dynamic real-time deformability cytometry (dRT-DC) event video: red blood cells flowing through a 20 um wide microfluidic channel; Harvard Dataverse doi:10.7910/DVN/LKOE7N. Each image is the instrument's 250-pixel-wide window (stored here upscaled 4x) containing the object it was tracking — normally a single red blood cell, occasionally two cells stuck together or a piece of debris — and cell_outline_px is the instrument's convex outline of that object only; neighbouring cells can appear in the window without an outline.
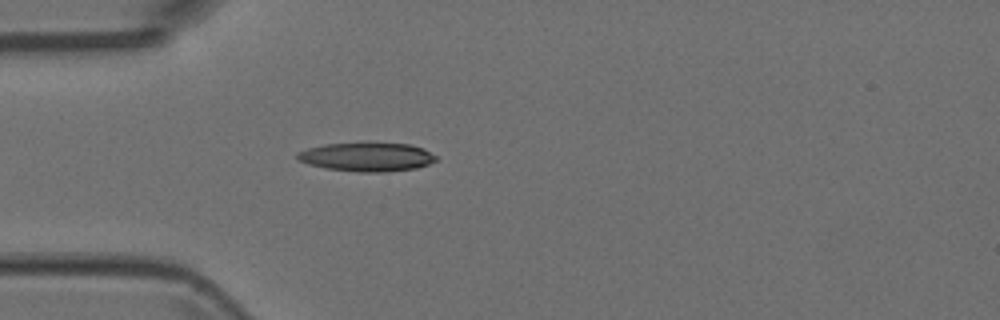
{"species": "Egyptian fruit bat (a non-hibernating species)", "species_latin": "Rousettus aegyptiacus", "temperature_condition": "room temperature", "stored_images_in_passage": 4, "camera_frame_rate_fps": 3000, "um_per_image_px": 0.085, "animal": {"sex": "female"}, "frame": {"image": 1, "passage_image": 4, "time_ms": 1.0, "image_size_px": [1000, 320], "cell_outline_px": [[436, 160], [428, 164], [416, 168], [384, 172], [360, 172], [324, 168], [308, 164], [296, 160], [296, 152], [308, 148], [324, 144], [408, 144], [424, 148], [436, 156]], "centroid_in_image_um": [31.14, 13.35], "position_along_channel_um": 53.9, "area_um2": 23.0}}